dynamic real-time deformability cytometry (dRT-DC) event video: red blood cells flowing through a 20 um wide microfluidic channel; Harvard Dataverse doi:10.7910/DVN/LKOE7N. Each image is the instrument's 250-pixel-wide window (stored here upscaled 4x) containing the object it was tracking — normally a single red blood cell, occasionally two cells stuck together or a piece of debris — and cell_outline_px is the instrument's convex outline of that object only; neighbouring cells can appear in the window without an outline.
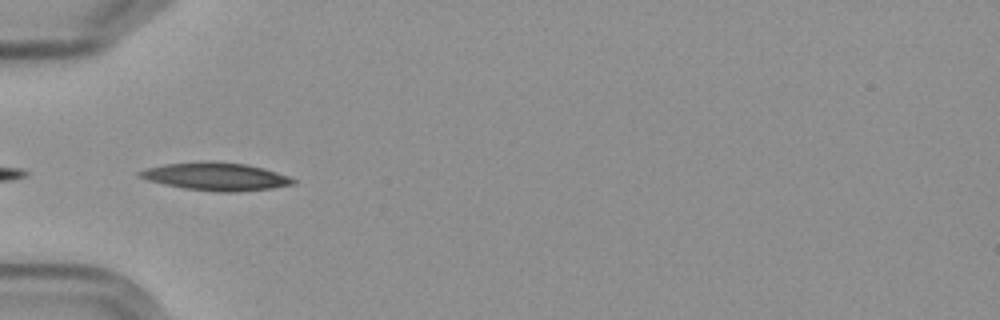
{"species": "Egyptian fruit bat (a non-hibernating species)", "species_latin": "Rousettus aegyptiacus", "temperature_condition": "cold", "stored_images_in_passage": 11, "camera_frame_rate_fps": 3000, "um_per_image_px": 0.085, "frame": {"image": 1, "passage_image": 5, "time_ms": 5.667, "image_size_px": [1000, 320], "cell_outline_px": [[296, 184], [272, 188], [236, 192], [216, 192], [184, 188], [164, 184], [148, 180], [136, 176], [136, 172], [148, 168], [164, 164], [200, 160], [212, 160], [244, 164], [264, 168], [288, 176], [296, 180]], "centroid_in_image_um": [18.33, 14.99], "position_along_channel_um": 66.7, "area_um2": 25.2}}
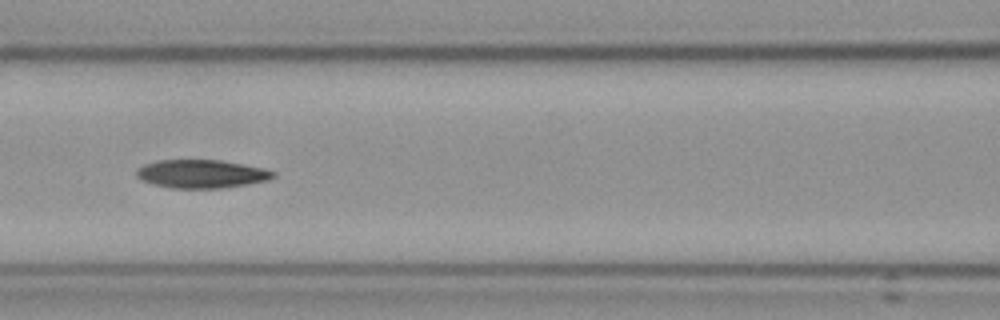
{"frame": {"image": 2, "passage_image": 7, "time_ms": 8.0, "image_size_px": [1000, 320], "cell_outline_px": [[276, 176], [268, 180], [248, 184], [224, 188], [172, 188], [156, 184], [144, 180], [136, 176], [136, 172], [144, 164], [160, 160], [220, 160], [244, 164], [264, 168], [276, 172]], "centroid_in_image_um": [17.2, 14.78], "position_along_channel_um": 149.4, "area_um2": 22.43}}
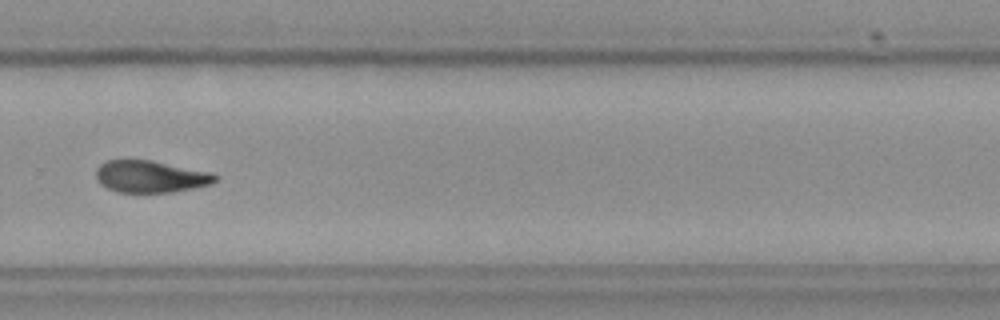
{"frame": {"image": 3, "passage_image": 11, "time_ms": 12.667, "image_size_px": [1000, 320], "cell_outline_px": [[220, 176], [212, 184], [172, 192], [116, 192], [100, 184], [96, 180], [96, 168], [100, 164], [108, 160], [152, 160], [212, 172]], "centroid_in_image_um": [12.8, 15.0], "position_along_channel_um": 317.0, "area_um2": 22.37}}